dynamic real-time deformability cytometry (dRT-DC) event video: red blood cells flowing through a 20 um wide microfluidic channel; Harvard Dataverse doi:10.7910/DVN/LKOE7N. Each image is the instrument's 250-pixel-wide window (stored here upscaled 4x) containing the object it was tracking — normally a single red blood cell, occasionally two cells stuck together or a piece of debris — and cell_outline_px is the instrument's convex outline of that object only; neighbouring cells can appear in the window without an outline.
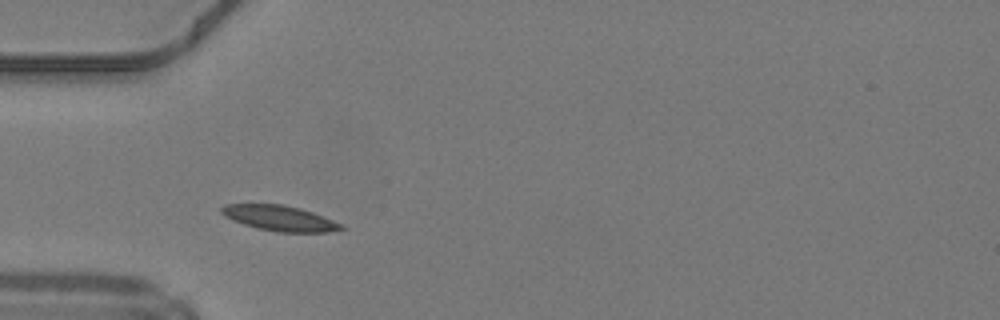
{"species": "common noctule bat (a hibernating species)", "species_latin": "Nyctalus noctula", "temperature_condition": "warm", "stored_images_in_passage": 41, "camera_frame_rate_fps": 3000, "um_per_image_px": 0.085, "animal": {"sex": "male", "body_mass_g": 19.2, "forearm_length_mm": 51.8}, "frame": {"image": 1, "passage_image": 7, "time_ms": 2.0, "image_size_px": [1000, 320], "cell_outline_px": [[348, 228], [328, 232], [276, 232], [256, 228], [232, 220], [224, 216], [220, 212], [220, 208], [224, 204], [284, 204], [300, 208], [312, 212], [344, 224]], "centroid_in_image_um": [23.79, 18.55], "position_along_channel_um": 61.2, "area_um2": 17.92}}
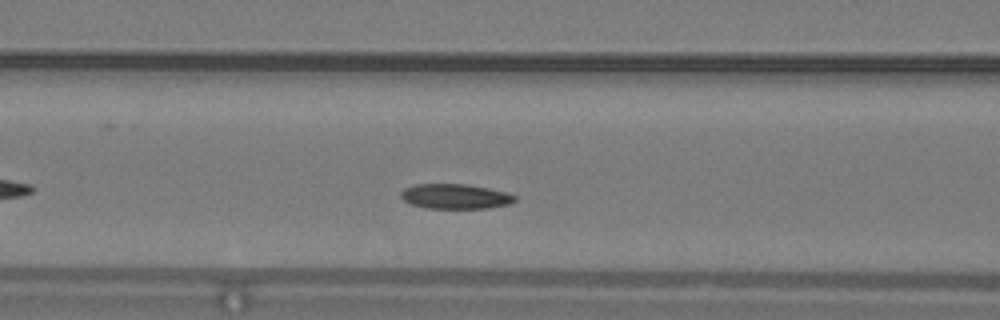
{"frame": {"image": 2, "passage_image": 12, "time_ms": 3.667, "image_size_px": [1000, 320], "cell_outline_px": [[516, 200], [508, 204], [488, 208], [428, 208], [412, 204], [404, 200], [400, 196], [400, 192], [404, 188], [416, 184], [468, 184], [508, 192], [516, 196]], "centroid_in_image_um": [38.71, 16.68], "position_along_channel_um": 127.9, "area_um2": 16.53}, "authors_computed_cell_mechanics": {"area_um2": 16.762, "velocity_mm_per_s": 4.1362, "shape_relaxation_time_tau1_ms": 2.1936, "shape_relaxation_time_tau2_ms": null, "deformation_change_tau1": 0.0637, "deformation_change_tau2": null}}